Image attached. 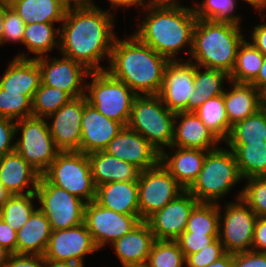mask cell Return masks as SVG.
<instances>
[{"label":"cell","mask_w":266,"mask_h":267,"mask_svg":"<svg viewBox=\"0 0 266 267\" xmlns=\"http://www.w3.org/2000/svg\"><path fill=\"white\" fill-rule=\"evenodd\" d=\"M114 13L86 0L80 7L66 10L60 25L59 52L90 72L105 71L102 61L110 60L117 35ZM106 58V59H105Z\"/></svg>","instance_id":"1"},{"label":"cell","mask_w":266,"mask_h":267,"mask_svg":"<svg viewBox=\"0 0 266 267\" xmlns=\"http://www.w3.org/2000/svg\"><path fill=\"white\" fill-rule=\"evenodd\" d=\"M140 9L146 14L136 23L134 34L143 43L169 60H181L177 55L184 50L190 56L197 21L193 7L155 0Z\"/></svg>","instance_id":"2"},{"label":"cell","mask_w":266,"mask_h":267,"mask_svg":"<svg viewBox=\"0 0 266 267\" xmlns=\"http://www.w3.org/2000/svg\"><path fill=\"white\" fill-rule=\"evenodd\" d=\"M128 36V37H127ZM165 56L143 43L133 32L117 36L106 71L125 83L137 95L159 94L166 66Z\"/></svg>","instance_id":"3"},{"label":"cell","mask_w":266,"mask_h":267,"mask_svg":"<svg viewBox=\"0 0 266 267\" xmlns=\"http://www.w3.org/2000/svg\"><path fill=\"white\" fill-rule=\"evenodd\" d=\"M241 24L197 18L188 60L197 66L231 74L240 44L246 38Z\"/></svg>","instance_id":"4"},{"label":"cell","mask_w":266,"mask_h":267,"mask_svg":"<svg viewBox=\"0 0 266 267\" xmlns=\"http://www.w3.org/2000/svg\"><path fill=\"white\" fill-rule=\"evenodd\" d=\"M242 180L234 152L219 146L207 152L197 179L187 190L198 202L221 203Z\"/></svg>","instance_id":"5"},{"label":"cell","mask_w":266,"mask_h":267,"mask_svg":"<svg viewBox=\"0 0 266 267\" xmlns=\"http://www.w3.org/2000/svg\"><path fill=\"white\" fill-rule=\"evenodd\" d=\"M175 114L159 95H137L127 124L160 153L172 146Z\"/></svg>","instance_id":"6"},{"label":"cell","mask_w":266,"mask_h":267,"mask_svg":"<svg viewBox=\"0 0 266 267\" xmlns=\"http://www.w3.org/2000/svg\"><path fill=\"white\" fill-rule=\"evenodd\" d=\"M87 79H90V83L86 80L85 88L88 103L105 117L126 127L137 94L106 70L89 72Z\"/></svg>","instance_id":"7"},{"label":"cell","mask_w":266,"mask_h":267,"mask_svg":"<svg viewBox=\"0 0 266 267\" xmlns=\"http://www.w3.org/2000/svg\"><path fill=\"white\" fill-rule=\"evenodd\" d=\"M51 184L81 198L86 203L96 198V189L88 154L79 151L59 152L42 174Z\"/></svg>","instance_id":"8"},{"label":"cell","mask_w":266,"mask_h":267,"mask_svg":"<svg viewBox=\"0 0 266 267\" xmlns=\"http://www.w3.org/2000/svg\"><path fill=\"white\" fill-rule=\"evenodd\" d=\"M20 136L17 138V136ZM15 151L41 175L60 152L50 134L46 118L29 117L16 121Z\"/></svg>","instance_id":"9"},{"label":"cell","mask_w":266,"mask_h":267,"mask_svg":"<svg viewBox=\"0 0 266 267\" xmlns=\"http://www.w3.org/2000/svg\"><path fill=\"white\" fill-rule=\"evenodd\" d=\"M241 194L239 191L235 195V201H225L224 207L219 203V239L226 253L252 250L254 226L258 216L242 200Z\"/></svg>","instance_id":"10"},{"label":"cell","mask_w":266,"mask_h":267,"mask_svg":"<svg viewBox=\"0 0 266 267\" xmlns=\"http://www.w3.org/2000/svg\"><path fill=\"white\" fill-rule=\"evenodd\" d=\"M38 208L46 215L52 231L72 228L84 223L86 202L51 184L43 175L36 188Z\"/></svg>","instance_id":"11"},{"label":"cell","mask_w":266,"mask_h":267,"mask_svg":"<svg viewBox=\"0 0 266 267\" xmlns=\"http://www.w3.org/2000/svg\"><path fill=\"white\" fill-rule=\"evenodd\" d=\"M184 190L161 162L153 168L142 170L138 177V207L142 221L161 210Z\"/></svg>","instance_id":"12"},{"label":"cell","mask_w":266,"mask_h":267,"mask_svg":"<svg viewBox=\"0 0 266 267\" xmlns=\"http://www.w3.org/2000/svg\"><path fill=\"white\" fill-rule=\"evenodd\" d=\"M141 222L140 216L112 211L95 200L86 203L84 208V223L99 250L122 238Z\"/></svg>","instance_id":"13"},{"label":"cell","mask_w":266,"mask_h":267,"mask_svg":"<svg viewBox=\"0 0 266 267\" xmlns=\"http://www.w3.org/2000/svg\"><path fill=\"white\" fill-rule=\"evenodd\" d=\"M40 71L41 83L67 92L72 98L85 95L86 79L89 74L82 64L62 56H42L36 58Z\"/></svg>","instance_id":"14"},{"label":"cell","mask_w":266,"mask_h":267,"mask_svg":"<svg viewBox=\"0 0 266 267\" xmlns=\"http://www.w3.org/2000/svg\"><path fill=\"white\" fill-rule=\"evenodd\" d=\"M99 251L85 223L63 230L52 231L45 259L69 261L85 266V256Z\"/></svg>","instance_id":"15"},{"label":"cell","mask_w":266,"mask_h":267,"mask_svg":"<svg viewBox=\"0 0 266 267\" xmlns=\"http://www.w3.org/2000/svg\"><path fill=\"white\" fill-rule=\"evenodd\" d=\"M87 102L85 95L72 98L67 104L46 118L50 134L60 152H80L81 120Z\"/></svg>","instance_id":"16"},{"label":"cell","mask_w":266,"mask_h":267,"mask_svg":"<svg viewBox=\"0 0 266 267\" xmlns=\"http://www.w3.org/2000/svg\"><path fill=\"white\" fill-rule=\"evenodd\" d=\"M198 203L188 190H184L161 210L151 215L146 222L155 240H176L185 231L188 218Z\"/></svg>","instance_id":"17"},{"label":"cell","mask_w":266,"mask_h":267,"mask_svg":"<svg viewBox=\"0 0 266 267\" xmlns=\"http://www.w3.org/2000/svg\"><path fill=\"white\" fill-rule=\"evenodd\" d=\"M193 83L194 63L187 58L169 60L158 95L170 111L187 112L188 99L195 89Z\"/></svg>","instance_id":"18"},{"label":"cell","mask_w":266,"mask_h":267,"mask_svg":"<svg viewBox=\"0 0 266 267\" xmlns=\"http://www.w3.org/2000/svg\"><path fill=\"white\" fill-rule=\"evenodd\" d=\"M104 151L134 164L141 171L153 168L160 162V152L142 135L127 126L108 143Z\"/></svg>","instance_id":"19"},{"label":"cell","mask_w":266,"mask_h":267,"mask_svg":"<svg viewBox=\"0 0 266 267\" xmlns=\"http://www.w3.org/2000/svg\"><path fill=\"white\" fill-rule=\"evenodd\" d=\"M123 127L121 123L105 117L87 102L81 120L80 152L89 154L104 150Z\"/></svg>","instance_id":"20"},{"label":"cell","mask_w":266,"mask_h":267,"mask_svg":"<svg viewBox=\"0 0 266 267\" xmlns=\"http://www.w3.org/2000/svg\"><path fill=\"white\" fill-rule=\"evenodd\" d=\"M28 55L29 52L21 51L8 62V67L0 76V88L21 93L33 100L41 83V71L37 60Z\"/></svg>","instance_id":"21"},{"label":"cell","mask_w":266,"mask_h":267,"mask_svg":"<svg viewBox=\"0 0 266 267\" xmlns=\"http://www.w3.org/2000/svg\"><path fill=\"white\" fill-rule=\"evenodd\" d=\"M220 143L195 112L175 114L172 146L211 151Z\"/></svg>","instance_id":"22"},{"label":"cell","mask_w":266,"mask_h":267,"mask_svg":"<svg viewBox=\"0 0 266 267\" xmlns=\"http://www.w3.org/2000/svg\"><path fill=\"white\" fill-rule=\"evenodd\" d=\"M40 176L16 151L0 157V182L12 195L35 192Z\"/></svg>","instance_id":"23"},{"label":"cell","mask_w":266,"mask_h":267,"mask_svg":"<svg viewBox=\"0 0 266 267\" xmlns=\"http://www.w3.org/2000/svg\"><path fill=\"white\" fill-rule=\"evenodd\" d=\"M172 149V151H171ZM170 150V151H169ZM208 151L171 146L160 153V162L187 190L197 179Z\"/></svg>","instance_id":"24"},{"label":"cell","mask_w":266,"mask_h":267,"mask_svg":"<svg viewBox=\"0 0 266 267\" xmlns=\"http://www.w3.org/2000/svg\"><path fill=\"white\" fill-rule=\"evenodd\" d=\"M155 237L146 221H142L131 232L114 241L113 247L122 266L146 265Z\"/></svg>","instance_id":"25"},{"label":"cell","mask_w":266,"mask_h":267,"mask_svg":"<svg viewBox=\"0 0 266 267\" xmlns=\"http://www.w3.org/2000/svg\"><path fill=\"white\" fill-rule=\"evenodd\" d=\"M95 201L112 211L140 216L138 207V181H116L100 185Z\"/></svg>","instance_id":"26"},{"label":"cell","mask_w":266,"mask_h":267,"mask_svg":"<svg viewBox=\"0 0 266 267\" xmlns=\"http://www.w3.org/2000/svg\"><path fill=\"white\" fill-rule=\"evenodd\" d=\"M95 186L116 181H138L141 170L104 150L88 154Z\"/></svg>","instance_id":"27"},{"label":"cell","mask_w":266,"mask_h":267,"mask_svg":"<svg viewBox=\"0 0 266 267\" xmlns=\"http://www.w3.org/2000/svg\"><path fill=\"white\" fill-rule=\"evenodd\" d=\"M223 93L229 124L233 126L263 107V95L252 85L230 81Z\"/></svg>","instance_id":"28"},{"label":"cell","mask_w":266,"mask_h":267,"mask_svg":"<svg viewBox=\"0 0 266 267\" xmlns=\"http://www.w3.org/2000/svg\"><path fill=\"white\" fill-rule=\"evenodd\" d=\"M52 228L46 215L37 207L29 220L16 232V254H45Z\"/></svg>","instance_id":"29"},{"label":"cell","mask_w":266,"mask_h":267,"mask_svg":"<svg viewBox=\"0 0 266 267\" xmlns=\"http://www.w3.org/2000/svg\"><path fill=\"white\" fill-rule=\"evenodd\" d=\"M202 69V70H201ZM230 82L229 75L221 70L200 67L194 64V92L187 102V112H195L200 105L214 96L224 93V83Z\"/></svg>","instance_id":"30"},{"label":"cell","mask_w":266,"mask_h":267,"mask_svg":"<svg viewBox=\"0 0 266 267\" xmlns=\"http://www.w3.org/2000/svg\"><path fill=\"white\" fill-rule=\"evenodd\" d=\"M10 6L28 25L32 23H61L66 9L55 0H9Z\"/></svg>","instance_id":"31"},{"label":"cell","mask_w":266,"mask_h":267,"mask_svg":"<svg viewBox=\"0 0 266 267\" xmlns=\"http://www.w3.org/2000/svg\"><path fill=\"white\" fill-rule=\"evenodd\" d=\"M57 23H32L25 25L23 34V45L34 56L39 58L48 56L58 48L59 53V35L60 28H56ZM55 48V49H54Z\"/></svg>","instance_id":"32"},{"label":"cell","mask_w":266,"mask_h":267,"mask_svg":"<svg viewBox=\"0 0 266 267\" xmlns=\"http://www.w3.org/2000/svg\"><path fill=\"white\" fill-rule=\"evenodd\" d=\"M234 152L243 179L266 176V142L225 144Z\"/></svg>","instance_id":"33"},{"label":"cell","mask_w":266,"mask_h":267,"mask_svg":"<svg viewBox=\"0 0 266 267\" xmlns=\"http://www.w3.org/2000/svg\"><path fill=\"white\" fill-rule=\"evenodd\" d=\"M264 55L246 38L240 44L234 68L229 75L230 81L250 84L263 65Z\"/></svg>","instance_id":"34"},{"label":"cell","mask_w":266,"mask_h":267,"mask_svg":"<svg viewBox=\"0 0 266 267\" xmlns=\"http://www.w3.org/2000/svg\"><path fill=\"white\" fill-rule=\"evenodd\" d=\"M195 113L221 142L227 140L232 126L227 117L223 94L205 101Z\"/></svg>","instance_id":"35"},{"label":"cell","mask_w":266,"mask_h":267,"mask_svg":"<svg viewBox=\"0 0 266 267\" xmlns=\"http://www.w3.org/2000/svg\"><path fill=\"white\" fill-rule=\"evenodd\" d=\"M266 142V110L262 107L253 115L235 123L225 144Z\"/></svg>","instance_id":"36"},{"label":"cell","mask_w":266,"mask_h":267,"mask_svg":"<svg viewBox=\"0 0 266 267\" xmlns=\"http://www.w3.org/2000/svg\"><path fill=\"white\" fill-rule=\"evenodd\" d=\"M34 200H37L35 192L12 195L0 209L1 218L15 231L20 230L37 209Z\"/></svg>","instance_id":"37"},{"label":"cell","mask_w":266,"mask_h":267,"mask_svg":"<svg viewBox=\"0 0 266 267\" xmlns=\"http://www.w3.org/2000/svg\"><path fill=\"white\" fill-rule=\"evenodd\" d=\"M184 232L219 235V203L199 202L193 208Z\"/></svg>","instance_id":"38"},{"label":"cell","mask_w":266,"mask_h":267,"mask_svg":"<svg viewBox=\"0 0 266 267\" xmlns=\"http://www.w3.org/2000/svg\"><path fill=\"white\" fill-rule=\"evenodd\" d=\"M71 99L67 92L40 83L32 100L33 117L47 118Z\"/></svg>","instance_id":"39"},{"label":"cell","mask_w":266,"mask_h":267,"mask_svg":"<svg viewBox=\"0 0 266 267\" xmlns=\"http://www.w3.org/2000/svg\"><path fill=\"white\" fill-rule=\"evenodd\" d=\"M238 2V0H202L200 3L195 1L192 6L199 19L241 24V15L235 14Z\"/></svg>","instance_id":"40"},{"label":"cell","mask_w":266,"mask_h":267,"mask_svg":"<svg viewBox=\"0 0 266 267\" xmlns=\"http://www.w3.org/2000/svg\"><path fill=\"white\" fill-rule=\"evenodd\" d=\"M185 259L176 240H155L146 267H186Z\"/></svg>","instance_id":"41"},{"label":"cell","mask_w":266,"mask_h":267,"mask_svg":"<svg viewBox=\"0 0 266 267\" xmlns=\"http://www.w3.org/2000/svg\"><path fill=\"white\" fill-rule=\"evenodd\" d=\"M0 116L14 121L32 117V100L21 93L0 88Z\"/></svg>","instance_id":"42"},{"label":"cell","mask_w":266,"mask_h":267,"mask_svg":"<svg viewBox=\"0 0 266 267\" xmlns=\"http://www.w3.org/2000/svg\"><path fill=\"white\" fill-rule=\"evenodd\" d=\"M241 188L242 200L258 217H266V176L251 177Z\"/></svg>","instance_id":"43"},{"label":"cell","mask_w":266,"mask_h":267,"mask_svg":"<svg viewBox=\"0 0 266 267\" xmlns=\"http://www.w3.org/2000/svg\"><path fill=\"white\" fill-rule=\"evenodd\" d=\"M226 254L224 245L217 238L201 251L188 255L185 259L186 267H206Z\"/></svg>","instance_id":"44"},{"label":"cell","mask_w":266,"mask_h":267,"mask_svg":"<svg viewBox=\"0 0 266 267\" xmlns=\"http://www.w3.org/2000/svg\"><path fill=\"white\" fill-rule=\"evenodd\" d=\"M25 23L21 17L15 12V10L10 6L5 13L4 18V32L2 38V44L8 43H20L23 44V34L25 29Z\"/></svg>","instance_id":"45"},{"label":"cell","mask_w":266,"mask_h":267,"mask_svg":"<svg viewBox=\"0 0 266 267\" xmlns=\"http://www.w3.org/2000/svg\"><path fill=\"white\" fill-rule=\"evenodd\" d=\"M219 235L194 234L193 232H183L176 241L185 258L188 255L201 251L203 248L213 243Z\"/></svg>","instance_id":"46"},{"label":"cell","mask_w":266,"mask_h":267,"mask_svg":"<svg viewBox=\"0 0 266 267\" xmlns=\"http://www.w3.org/2000/svg\"><path fill=\"white\" fill-rule=\"evenodd\" d=\"M16 121L0 116V157L15 151Z\"/></svg>","instance_id":"47"},{"label":"cell","mask_w":266,"mask_h":267,"mask_svg":"<svg viewBox=\"0 0 266 267\" xmlns=\"http://www.w3.org/2000/svg\"><path fill=\"white\" fill-rule=\"evenodd\" d=\"M233 267H266V254L253 250L233 254Z\"/></svg>","instance_id":"48"},{"label":"cell","mask_w":266,"mask_h":267,"mask_svg":"<svg viewBox=\"0 0 266 267\" xmlns=\"http://www.w3.org/2000/svg\"><path fill=\"white\" fill-rule=\"evenodd\" d=\"M44 265V256L13 253L5 267H44Z\"/></svg>","instance_id":"49"},{"label":"cell","mask_w":266,"mask_h":267,"mask_svg":"<svg viewBox=\"0 0 266 267\" xmlns=\"http://www.w3.org/2000/svg\"><path fill=\"white\" fill-rule=\"evenodd\" d=\"M252 250L257 252L266 251V217H257L256 219Z\"/></svg>","instance_id":"50"},{"label":"cell","mask_w":266,"mask_h":267,"mask_svg":"<svg viewBox=\"0 0 266 267\" xmlns=\"http://www.w3.org/2000/svg\"><path fill=\"white\" fill-rule=\"evenodd\" d=\"M261 18L264 20L257 26H253V30L250 33V41L252 44L264 55L266 56V14H260Z\"/></svg>","instance_id":"51"},{"label":"cell","mask_w":266,"mask_h":267,"mask_svg":"<svg viewBox=\"0 0 266 267\" xmlns=\"http://www.w3.org/2000/svg\"><path fill=\"white\" fill-rule=\"evenodd\" d=\"M16 232L2 218H0V245L10 251L16 253Z\"/></svg>","instance_id":"52"},{"label":"cell","mask_w":266,"mask_h":267,"mask_svg":"<svg viewBox=\"0 0 266 267\" xmlns=\"http://www.w3.org/2000/svg\"><path fill=\"white\" fill-rule=\"evenodd\" d=\"M109 1V5L110 8L108 9L110 11L111 10H116L119 9V7H123V9L125 10V8H131V6H134L135 8H141L149 3L154 2L155 0H108Z\"/></svg>","instance_id":"53"},{"label":"cell","mask_w":266,"mask_h":267,"mask_svg":"<svg viewBox=\"0 0 266 267\" xmlns=\"http://www.w3.org/2000/svg\"><path fill=\"white\" fill-rule=\"evenodd\" d=\"M262 95L266 93V56H264L263 65L261 66L257 77L250 83Z\"/></svg>","instance_id":"54"},{"label":"cell","mask_w":266,"mask_h":267,"mask_svg":"<svg viewBox=\"0 0 266 267\" xmlns=\"http://www.w3.org/2000/svg\"><path fill=\"white\" fill-rule=\"evenodd\" d=\"M206 267H233V254L226 253L223 257Z\"/></svg>","instance_id":"55"},{"label":"cell","mask_w":266,"mask_h":267,"mask_svg":"<svg viewBox=\"0 0 266 267\" xmlns=\"http://www.w3.org/2000/svg\"><path fill=\"white\" fill-rule=\"evenodd\" d=\"M10 7L9 0L0 1V45L2 44L3 32H4V18L6 10Z\"/></svg>","instance_id":"56"},{"label":"cell","mask_w":266,"mask_h":267,"mask_svg":"<svg viewBox=\"0 0 266 267\" xmlns=\"http://www.w3.org/2000/svg\"><path fill=\"white\" fill-rule=\"evenodd\" d=\"M44 267H84V266L69 261H56V260L45 259Z\"/></svg>","instance_id":"57"},{"label":"cell","mask_w":266,"mask_h":267,"mask_svg":"<svg viewBox=\"0 0 266 267\" xmlns=\"http://www.w3.org/2000/svg\"><path fill=\"white\" fill-rule=\"evenodd\" d=\"M66 10H71L80 7L86 0H55Z\"/></svg>","instance_id":"58"},{"label":"cell","mask_w":266,"mask_h":267,"mask_svg":"<svg viewBox=\"0 0 266 267\" xmlns=\"http://www.w3.org/2000/svg\"><path fill=\"white\" fill-rule=\"evenodd\" d=\"M243 1L251 5L252 8L256 9L259 13L258 15L264 14V10H266V0H242V2Z\"/></svg>","instance_id":"59"},{"label":"cell","mask_w":266,"mask_h":267,"mask_svg":"<svg viewBox=\"0 0 266 267\" xmlns=\"http://www.w3.org/2000/svg\"><path fill=\"white\" fill-rule=\"evenodd\" d=\"M11 196H12V194H10L6 190V188L4 187V185L0 182V209L9 200V198Z\"/></svg>","instance_id":"60"},{"label":"cell","mask_w":266,"mask_h":267,"mask_svg":"<svg viewBox=\"0 0 266 267\" xmlns=\"http://www.w3.org/2000/svg\"><path fill=\"white\" fill-rule=\"evenodd\" d=\"M12 253L0 245V267H5Z\"/></svg>","instance_id":"61"},{"label":"cell","mask_w":266,"mask_h":267,"mask_svg":"<svg viewBox=\"0 0 266 267\" xmlns=\"http://www.w3.org/2000/svg\"><path fill=\"white\" fill-rule=\"evenodd\" d=\"M159 1H162V2H165V3H177V4L180 3L179 0H159Z\"/></svg>","instance_id":"62"},{"label":"cell","mask_w":266,"mask_h":267,"mask_svg":"<svg viewBox=\"0 0 266 267\" xmlns=\"http://www.w3.org/2000/svg\"><path fill=\"white\" fill-rule=\"evenodd\" d=\"M263 108L266 110V93L263 95Z\"/></svg>","instance_id":"63"},{"label":"cell","mask_w":266,"mask_h":267,"mask_svg":"<svg viewBox=\"0 0 266 267\" xmlns=\"http://www.w3.org/2000/svg\"><path fill=\"white\" fill-rule=\"evenodd\" d=\"M123 267H146V265H133V266H123Z\"/></svg>","instance_id":"64"}]
</instances>
